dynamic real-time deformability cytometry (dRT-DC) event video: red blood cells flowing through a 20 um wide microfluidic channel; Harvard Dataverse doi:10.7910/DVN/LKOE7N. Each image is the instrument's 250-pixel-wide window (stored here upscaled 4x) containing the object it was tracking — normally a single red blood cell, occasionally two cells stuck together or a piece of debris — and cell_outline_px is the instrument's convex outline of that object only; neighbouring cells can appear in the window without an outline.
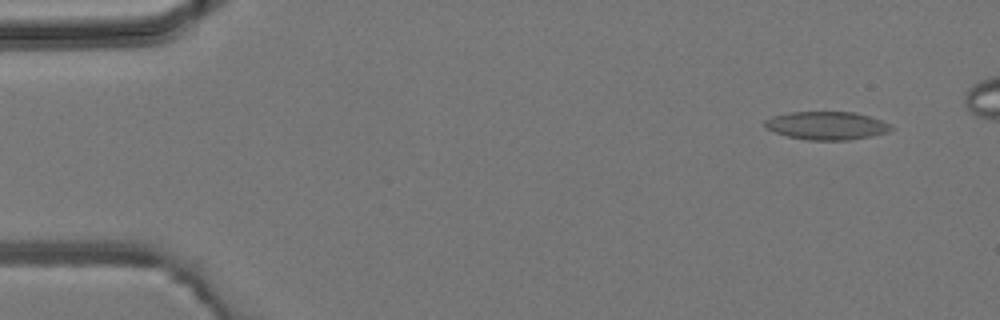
{"species": "common noctule bat (a hibernating species)", "species_latin": "Nyctalus noctula", "temperature_condition": "room temperature", "stored_images_in_passage": 6, "camera_frame_rate_fps": 3000, "um_per_image_px": 0.085, "animal": {"sex": "male", "body_mass_g": 19.2, "forearm_length_mm": 51.8}, "frame": {"image": 1, "passage_image": 1, "time_ms": 0.0, "image_size_px": [1000, 320], "cell_outline_px": [[892, 128], [888, 132], [872, 136], [848, 140], [808, 140], [788, 136], [776, 132], [768, 128], [764, 124], [764, 120], [772, 116], [792, 112], [856, 112], [880, 120], [888, 124]], "centroid_in_image_um": [70.26, 10.67], "position_along_channel_um": 14.7, "area_um2": 20.46}}